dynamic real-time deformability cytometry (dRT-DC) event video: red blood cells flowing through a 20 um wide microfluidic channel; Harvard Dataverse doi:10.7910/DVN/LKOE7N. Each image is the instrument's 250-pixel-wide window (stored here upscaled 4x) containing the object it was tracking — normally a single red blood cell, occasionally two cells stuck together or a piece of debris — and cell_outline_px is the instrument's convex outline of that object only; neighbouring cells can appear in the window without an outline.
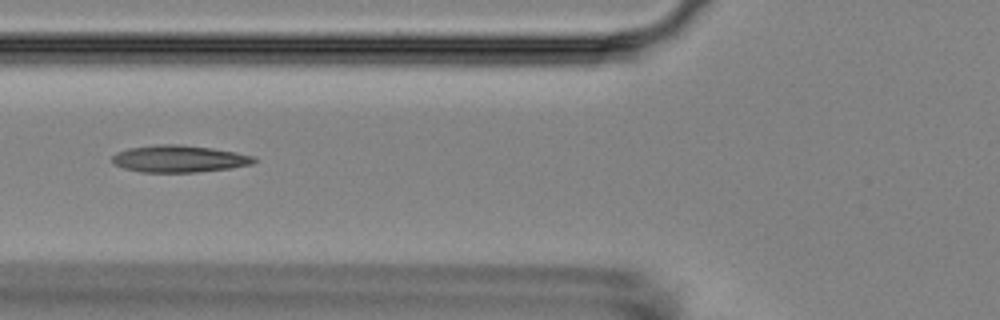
{"species": "Egyptian fruit bat (a non-hibernating species)", "species_latin": "Rousettus aegyptiacus", "temperature_condition": "room temperature", "stored_images_in_passage": 6, "camera_frame_rate_fps": 3000, "um_per_image_px": 0.085, "animal": {"sex": "female"}, "frame": {"image": 1, "passage_image": 6, "time_ms": 6.333, "image_size_px": [1000, 320], "cell_outline_px": [[256, 160], [252, 164], [232, 168], [196, 172], [140, 172], [124, 168], [116, 164], [112, 160], [112, 156], [116, 152], [128, 148], [160, 144], [176, 144], [212, 148], [236, 152], [252, 156]], "centroid_in_image_um": [15.22, 13.5], "position_along_channel_um": 110.6, "area_um2": 22.2}}